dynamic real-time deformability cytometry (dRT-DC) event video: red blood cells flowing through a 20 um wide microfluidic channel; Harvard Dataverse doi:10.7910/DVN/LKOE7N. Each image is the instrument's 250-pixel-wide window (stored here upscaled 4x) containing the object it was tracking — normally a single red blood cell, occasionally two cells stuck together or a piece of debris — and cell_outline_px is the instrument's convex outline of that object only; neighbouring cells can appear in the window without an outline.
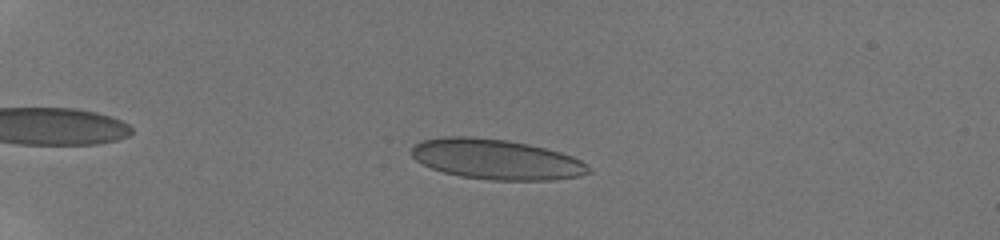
{"species": "human", "species_latin": "Homo sapiens", "temperature_condition": "room temperature", "stored_images_in_passage": 52, "camera_frame_rate_fps": 3000, "um_per_image_px": 0.085, "donor": {"sex": "male"}, "frame": {"image": 1, "passage_image": 12, "time_ms": 3.667, "image_size_px": [1000, 240], "cell_outline_px": [[592, 172], [580, 176], [552, 180], [492, 180], [460, 176], [444, 172], [432, 168], [416, 160], [412, 156], [412, 148], [416, 144], [424, 140], [444, 136], [468, 136], [508, 140], [528, 144], [560, 152], [572, 156], [588, 164]], "centroid_in_image_um": [42.22, 13.54], "position_along_channel_um": 42.8, "area_um2": 41.38}}
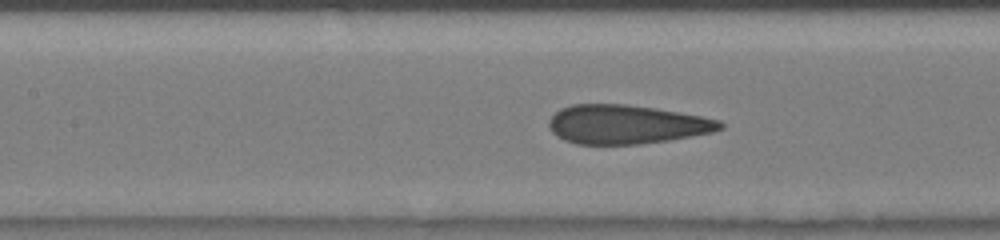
{"frame": {"image": 2, "passage_image": 24, "time_ms": 8.0, "image_size_px": [1000, 240], "cell_outline_px": [[724, 128], [712, 132], [668, 140], [640, 144], [576, 144], [564, 140], [556, 136], [548, 128], [548, 120], [560, 108], [572, 104], [628, 104], [656, 108], [700, 116], [720, 120], [724, 124]], "centroid_in_image_um": [53.21, 10.57], "position_along_channel_um": 154.2, "area_um2": 38.96}}
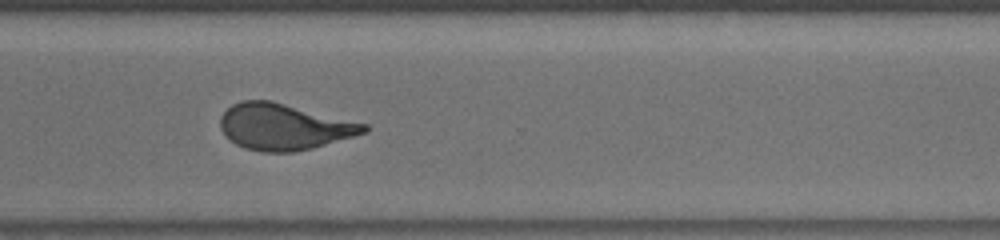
{"frame": {"image": 3, "passage_image": 51, "time_ms": 12.667, "image_size_px": [1000, 240], "cell_outline_px": [[368, 132], [312, 148], [292, 152], [264, 152], [244, 148], [236, 144], [220, 128], [220, 116], [232, 104], [240, 100], [272, 100], [368, 124]], "centroid_in_image_um": [24.15, 10.76], "position_along_channel_um": 346.5, "area_um2": 38.67}}